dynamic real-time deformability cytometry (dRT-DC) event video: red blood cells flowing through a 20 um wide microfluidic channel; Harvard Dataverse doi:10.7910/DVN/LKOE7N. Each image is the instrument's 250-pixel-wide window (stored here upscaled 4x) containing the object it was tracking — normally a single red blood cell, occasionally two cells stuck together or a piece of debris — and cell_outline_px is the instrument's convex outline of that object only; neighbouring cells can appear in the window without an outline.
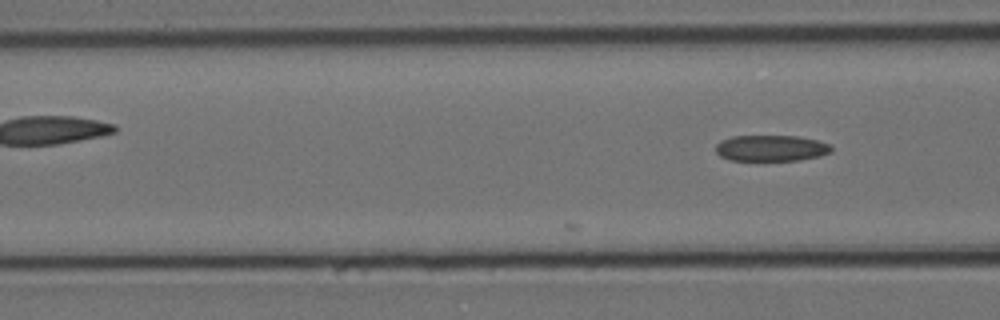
{"species": "Egyptian fruit bat (a non-hibernating species)", "species_latin": "Rousettus aegyptiacus", "temperature_condition": "cold", "stored_images_in_passage": 6, "camera_frame_rate_fps": 3000, "um_per_image_px": 0.085, "animal": {"sex": "female"}, "frame": {"image": 1, "passage_image": 6, "time_ms": 1.667, "image_size_px": [1000, 320], "cell_outline_px": [[832, 152], [820, 156], [800, 160], [728, 160], [720, 156], [716, 152], [716, 144], [720, 140], [732, 136], [800, 136], [832, 144]], "centroid_in_image_um": [65.56, 12.59], "position_along_channel_um": 101.0, "area_um2": 17.74}}